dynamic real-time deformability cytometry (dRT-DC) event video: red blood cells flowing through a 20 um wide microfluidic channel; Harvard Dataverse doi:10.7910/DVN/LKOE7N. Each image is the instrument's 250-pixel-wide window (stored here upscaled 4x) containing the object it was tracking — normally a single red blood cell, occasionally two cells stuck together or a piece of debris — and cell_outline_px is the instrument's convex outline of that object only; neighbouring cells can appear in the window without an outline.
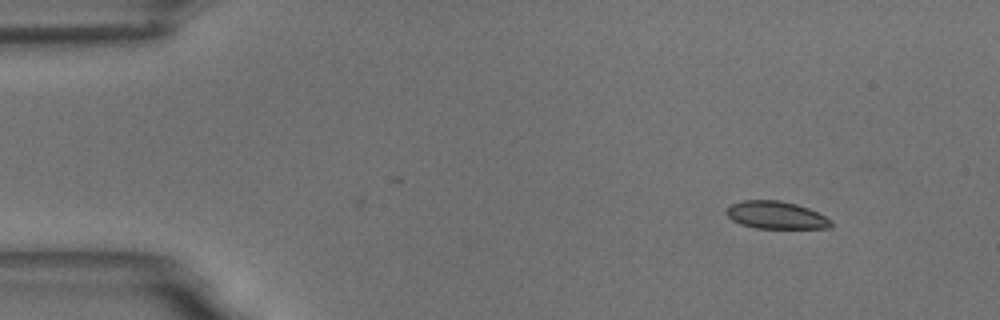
{"species": "common noctule bat (a hibernating species)", "species_latin": "Nyctalus noctula", "temperature_condition": "room temperature", "stored_images_in_passage": 2, "camera_frame_rate_fps": 3000, "um_per_image_px": 0.085, "animal": {"sex": "male", "body_mass_g": 18.8}, "frame": {"image": 1, "passage_image": 2, "time_ms": 0.333, "image_size_px": [1000, 320], "cell_outline_px": [[832, 228], [756, 228], [740, 224], [732, 220], [724, 212], [732, 204], [744, 200], [780, 200], [796, 204], [808, 208], [832, 220]], "centroid_in_image_um": [65.96, 18.29], "position_along_channel_um": 19.0, "area_um2": 16.76}}